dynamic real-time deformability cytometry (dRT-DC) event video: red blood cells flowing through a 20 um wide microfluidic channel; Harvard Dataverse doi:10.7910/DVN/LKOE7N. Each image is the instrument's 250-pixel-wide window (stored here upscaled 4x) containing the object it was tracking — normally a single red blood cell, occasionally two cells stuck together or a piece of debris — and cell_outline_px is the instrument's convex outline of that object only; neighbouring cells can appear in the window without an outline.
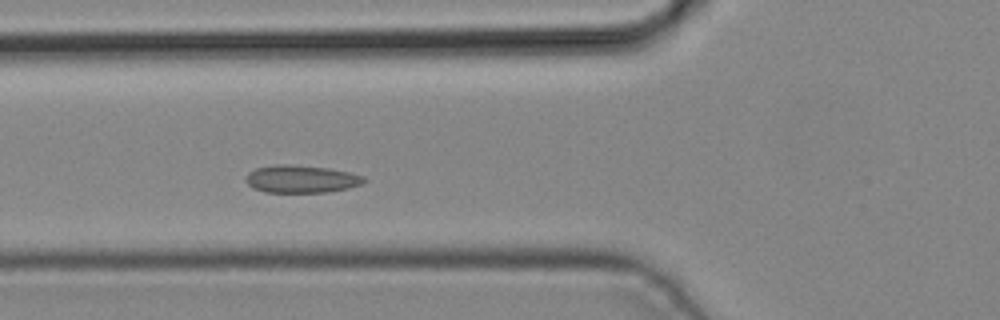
{"species": "common noctule bat (a hibernating species)", "species_latin": "Nyctalus noctula", "temperature_condition": "cold", "stored_images_in_passage": 5, "camera_frame_rate_fps": 3000, "um_per_image_px": 0.085, "animal": {"sex": "male", "body_mass_g": 19.2, "forearm_length_mm": 51.8}, "frame": {"image": 1, "passage_image": 5, "time_ms": 1.333, "image_size_px": [1000, 320], "cell_outline_px": [[368, 180], [360, 184], [348, 188], [328, 192], [264, 192], [252, 188], [244, 180], [248, 172], [256, 168], [276, 164], [288, 164], [328, 168], [348, 172], [364, 176]], "centroid_in_image_um": [25.58, 15.21], "position_along_channel_um": 100.2, "area_um2": 19.07}}